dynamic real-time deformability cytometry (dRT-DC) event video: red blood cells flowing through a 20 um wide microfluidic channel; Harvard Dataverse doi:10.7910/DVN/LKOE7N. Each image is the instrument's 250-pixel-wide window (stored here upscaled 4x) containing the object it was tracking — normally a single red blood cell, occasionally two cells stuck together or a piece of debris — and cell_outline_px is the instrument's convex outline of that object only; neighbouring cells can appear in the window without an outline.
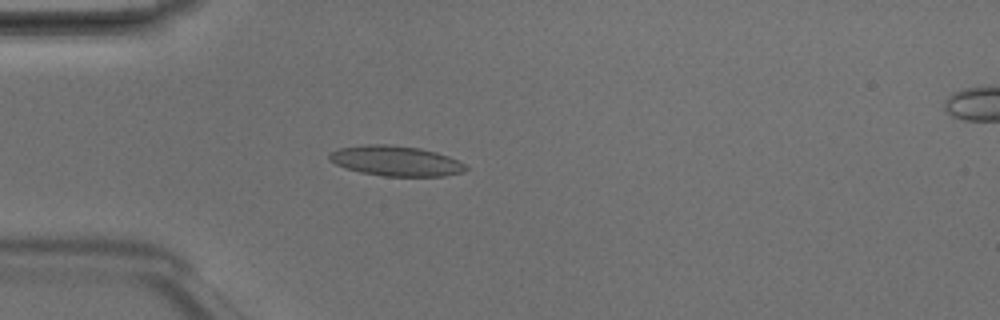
{"species": "Egyptian fruit bat (a non-hibernating species)", "species_latin": "Rousettus aegyptiacus", "temperature_condition": "room temperature", "stored_images_in_passage": 4, "camera_frame_rate_fps": 3000, "um_per_image_px": 0.085, "animal": {"sex": "male"}, "frame": {"image": 1, "passage_image": 3, "time_ms": 0.667, "image_size_px": [1000, 320], "cell_outline_px": [[468, 168], [464, 172], [444, 176], [384, 176], [360, 172], [344, 168], [328, 160], [328, 156], [332, 152], [340, 148], [368, 144], [388, 144], [420, 148], [436, 152], [448, 156], [464, 164]], "centroid_in_image_um": [33.64, 13.68], "position_along_channel_um": 51.4, "area_um2": 23.93}}